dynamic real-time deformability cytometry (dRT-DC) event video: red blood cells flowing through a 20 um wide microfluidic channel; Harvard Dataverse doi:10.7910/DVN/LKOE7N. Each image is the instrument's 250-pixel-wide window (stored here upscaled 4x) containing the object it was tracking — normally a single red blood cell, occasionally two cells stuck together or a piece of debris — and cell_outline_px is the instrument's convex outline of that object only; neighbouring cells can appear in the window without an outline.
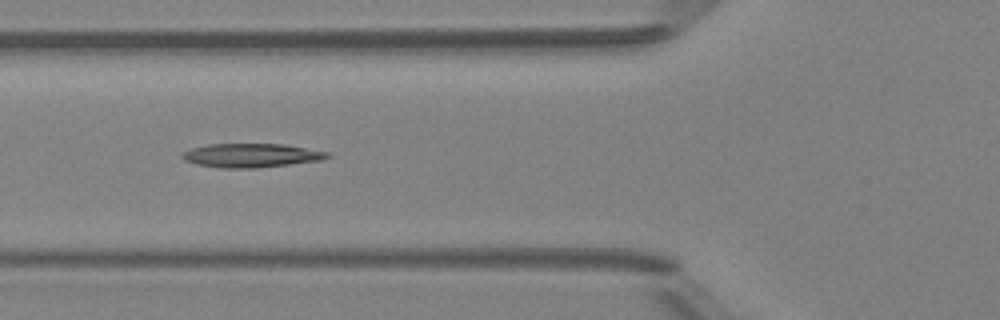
{"species": "Egyptian fruit bat (a non-hibernating species)", "species_latin": "Rousettus aegyptiacus", "temperature_condition": "room temperature", "stored_images_in_passage": 4, "camera_frame_rate_fps": 3000, "um_per_image_px": 0.085, "animal": {"sex": "female"}, "frame": {"image": 1, "passage_image": 4, "time_ms": 4.0, "image_size_px": [1000, 320], "cell_outline_px": [[332, 156], [324, 160], [256, 168], [224, 168], [196, 164], [184, 160], [180, 156], [184, 152], [192, 148], [208, 144], [284, 144], [328, 152]], "centroid_in_image_um": [21.38, 13.21], "position_along_channel_um": 104.4, "area_um2": 20.17}}